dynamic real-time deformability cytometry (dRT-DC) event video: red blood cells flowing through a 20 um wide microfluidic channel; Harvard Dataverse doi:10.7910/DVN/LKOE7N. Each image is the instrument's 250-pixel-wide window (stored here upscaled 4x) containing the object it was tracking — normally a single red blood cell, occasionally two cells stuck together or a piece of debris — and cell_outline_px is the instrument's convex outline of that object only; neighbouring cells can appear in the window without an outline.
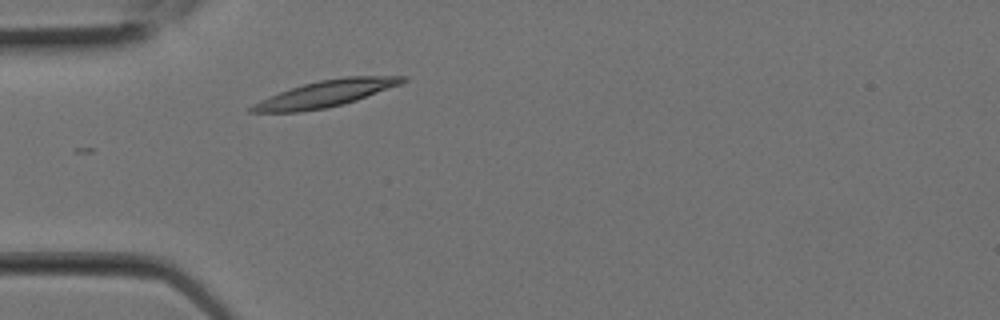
{"species": "Egyptian fruit bat (a non-hibernating species)", "species_latin": "Rousettus aegyptiacus", "temperature_condition": "room temperature", "stored_images_in_passage": 2, "camera_frame_rate_fps": 3000, "um_per_image_px": 0.085, "animal": {"sex": "female"}, "frame": {"image": 1, "passage_image": 2, "time_ms": 0.333, "image_size_px": [1000, 320], "cell_outline_px": [[408, 80], [400, 84], [356, 100], [344, 104], [328, 108], [300, 112], [248, 112], [248, 108], [260, 100], [280, 92], [304, 84], [320, 80], [344, 76], [408, 76]], "centroid_in_image_um": [27.69, 7.96], "position_along_channel_um": 57.3, "area_um2": 23.12}}